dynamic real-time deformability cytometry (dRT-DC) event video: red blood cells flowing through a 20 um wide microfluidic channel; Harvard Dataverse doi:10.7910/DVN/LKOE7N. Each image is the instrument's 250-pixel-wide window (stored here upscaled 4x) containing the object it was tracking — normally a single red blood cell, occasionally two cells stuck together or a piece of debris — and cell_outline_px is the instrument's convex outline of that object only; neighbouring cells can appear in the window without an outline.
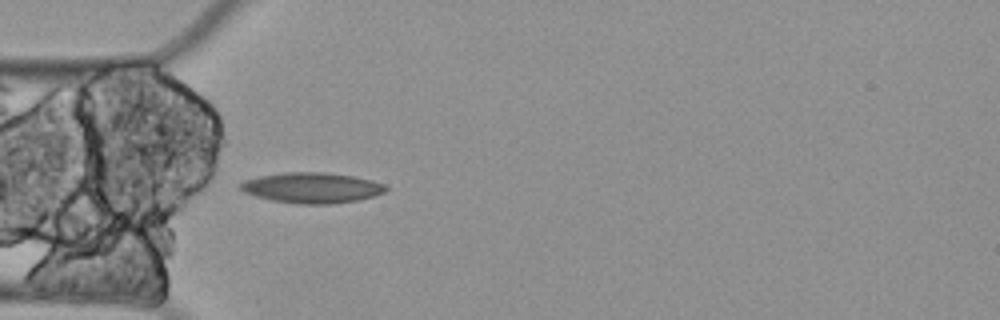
{"species": "Egyptian fruit bat (a non-hibernating species)", "species_latin": "Rousettus aegyptiacus", "temperature_condition": "cold", "stored_images_in_passage": 5, "camera_frame_rate_fps": 3000, "um_per_image_px": 0.085, "animal": {"sex": "female"}, "frame": {"image": 1, "passage_image": 5, "time_ms": 1.333, "image_size_px": [1000, 320], "cell_outline_px": [[388, 188], [384, 192], [372, 196], [356, 200], [332, 204], [300, 204], [272, 200], [256, 196], [244, 192], [236, 184], [244, 180], [256, 176], [284, 172], [324, 172], [352, 176], [372, 180], [384, 184]], "centroid_in_image_um": [26.45, 15.95], "position_along_channel_um": 58.5, "area_um2": 25.89}}